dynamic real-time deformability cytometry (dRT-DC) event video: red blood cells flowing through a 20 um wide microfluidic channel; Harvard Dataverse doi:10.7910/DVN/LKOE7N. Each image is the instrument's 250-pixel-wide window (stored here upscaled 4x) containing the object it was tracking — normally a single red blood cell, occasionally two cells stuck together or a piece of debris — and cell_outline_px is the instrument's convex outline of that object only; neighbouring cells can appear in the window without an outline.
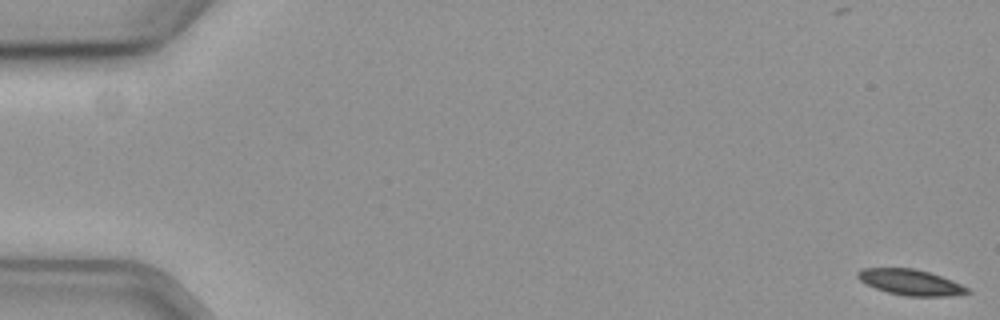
{"species": "common noctule bat (a hibernating species)", "species_latin": "Nyctalus noctula", "temperature_condition": "cold", "stored_images_in_passage": 59, "camera_frame_rate_fps": 3000, "um_per_image_px": 0.085, "animal": {"sex": "female", "body_mass_g": 19.3, "forearm_length_mm": 54.1}, "frame": {"image": 1, "passage_image": 1, "time_ms": 0.0, "image_size_px": [1000, 320], "cell_outline_px": [[972, 292], [948, 296], [904, 296], [888, 292], [876, 288], [860, 280], [856, 276], [856, 272], [860, 268], [912, 268], [928, 272], [952, 280], [968, 288]], "centroid_in_image_um": [77.37, 23.99], "position_along_channel_um": 7.6, "area_um2": 16.3}}
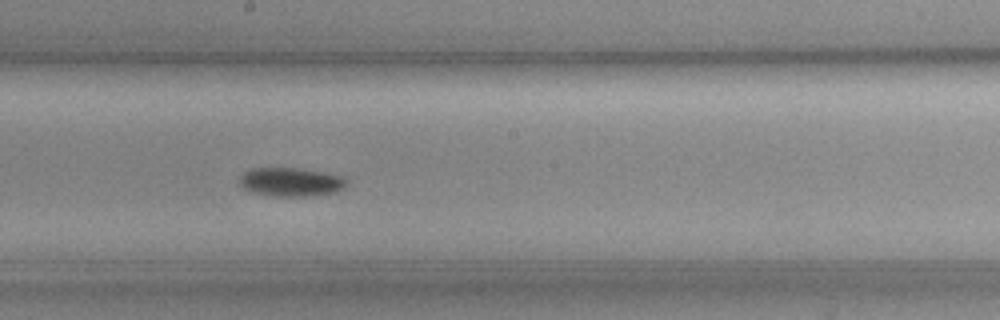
{"frame": {"image": 2, "passage_image": 33, "time_ms": 10.667, "image_size_px": [1000, 320], "cell_outline_px": [[348, 184], [344, 188], [336, 192], [312, 196], [272, 196], [252, 192], [244, 188], [240, 184], [240, 176], [244, 172], [252, 168], [296, 168], [320, 172], [340, 176], [348, 180]], "centroid_in_image_um": [24.73, 15.48], "position_along_channel_um": 223.5, "area_um2": 17.86}}
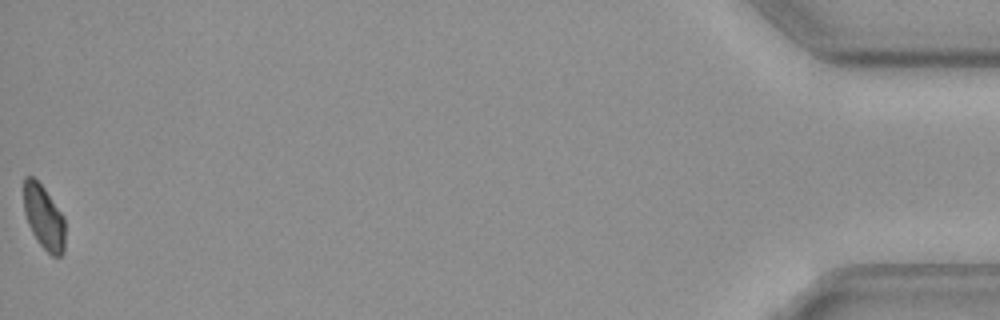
{"frame": {"image": 3, "passage_image": 59, "time_ms": 19.333, "image_size_px": [1000, 320], "cell_outline_px": [[64, 252], [60, 256], [52, 256], [36, 240], [28, 224], [24, 212], [24, 176], [32, 176], [44, 188], [64, 216]], "centroid_in_image_um": [3.72, 18.47], "position_along_channel_um": 431.5, "area_um2": 15.37}}